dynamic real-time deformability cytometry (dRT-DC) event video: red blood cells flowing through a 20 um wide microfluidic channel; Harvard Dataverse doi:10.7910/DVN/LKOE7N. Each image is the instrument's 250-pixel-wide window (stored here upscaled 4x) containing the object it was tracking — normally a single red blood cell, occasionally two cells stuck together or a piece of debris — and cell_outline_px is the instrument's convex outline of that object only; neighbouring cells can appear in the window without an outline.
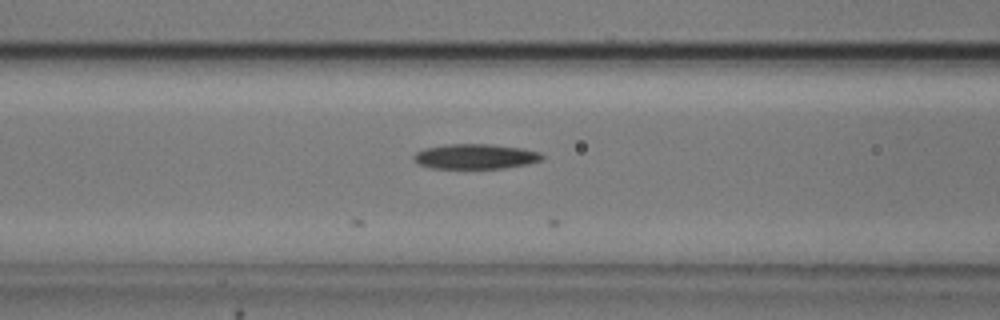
{"species": "common noctule bat (a hibernating species)", "species_latin": "Nyctalus noctula", "temperature_condition": "cold", "stored_images_in_passage": 13, "camera_frame_rate_fps": 3000, "um_per_image_px": 0.085, "animal": {"sex": "male", "body_mass_g": 20.5, "forearm_length_mm": 52.5}, "frame": {"image": 1, "passage_image": 6, "time_ms": 1.667, "image_size_px": [1000, 320], "cell_outline_px": [[544, 156], [540, 160], [528, 164], [504, 168], [432, 168], [420, 164], [412, 160], [412, 156], [416, 152], [424, 148], [444, 144], [492, 144], [524, 148], [540, 152]], "centroid_in_image_um": [40.4, 13.29], "position_along_channel_um": 126.2, "area_um2": 18.84}}
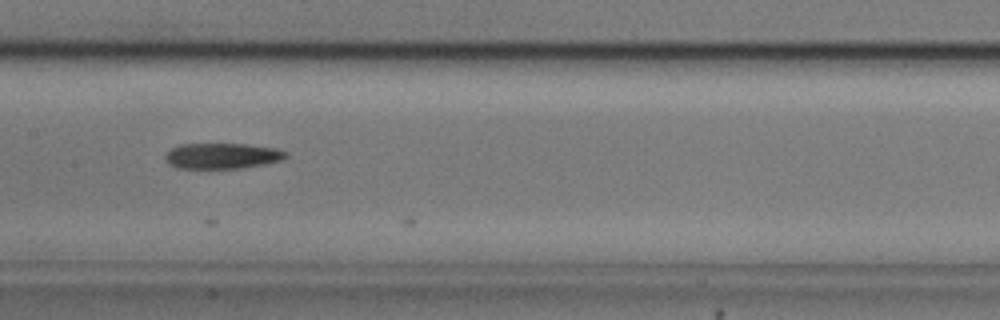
{"frame": {"image": 2, "passage_image": 11, "time_ms": 3.333, "image_size_px": [1000, 320], "cell_outline_px": [[288, 156], [284, 160], [268, 164], [244, 168], [176, 168], [168, 164], [164, 160], [164, 156], [172, 148], [180, 144], [248, 144], [276, 148], [288, 152]], "centroid_in_image_um": [18.93, 13.26], "position_along_channel_um": 188.5, "area_um2": 18.38}}